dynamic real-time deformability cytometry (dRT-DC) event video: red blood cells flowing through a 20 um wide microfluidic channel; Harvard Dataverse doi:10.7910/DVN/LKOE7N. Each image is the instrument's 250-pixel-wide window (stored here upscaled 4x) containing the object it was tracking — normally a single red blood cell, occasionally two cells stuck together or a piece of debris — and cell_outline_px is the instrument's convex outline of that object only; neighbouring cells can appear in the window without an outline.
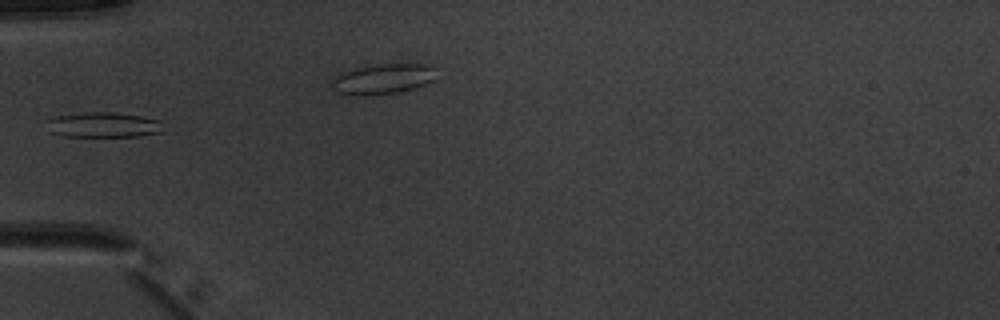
{"species": "common noctule bat (a hibernating species)", "species_latin": "Nyctalus noctula", "temperature_condition": "warm", "stored_images_in_passage": 6, "camera_frame_rate_fps": 3000, "um_per_image_px": 0.085, "animal": {"sex": "male", "body_mass_g": 20.1, "forearm_length_mm": 53.5}, "frame": {"image": 1, "passage_image": 5, "time_ms": 5.667, "image_size_px": [1000, 320], "cell_outline_px": [[164, 132], [136, 136], [64, 136], [48, 132], [44, 120], [56, 116], [84, 112], [112, 112], [140, 116], [160, 120]], "centroid_in_image_um": [8.73, 10.61], "position_along_channel_um": 76.3, "area_um2": 17.28}}